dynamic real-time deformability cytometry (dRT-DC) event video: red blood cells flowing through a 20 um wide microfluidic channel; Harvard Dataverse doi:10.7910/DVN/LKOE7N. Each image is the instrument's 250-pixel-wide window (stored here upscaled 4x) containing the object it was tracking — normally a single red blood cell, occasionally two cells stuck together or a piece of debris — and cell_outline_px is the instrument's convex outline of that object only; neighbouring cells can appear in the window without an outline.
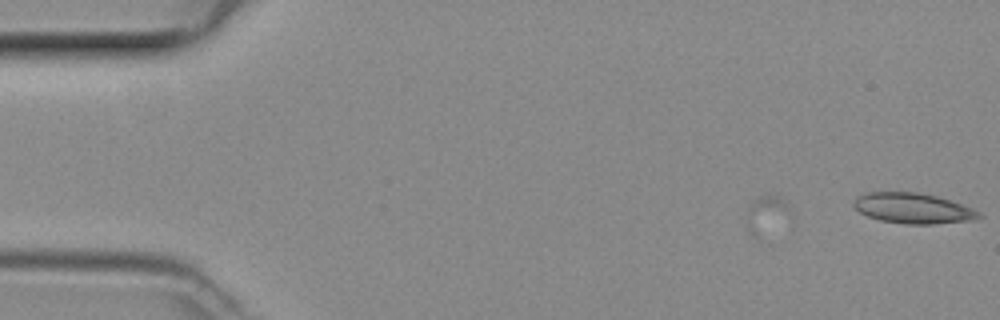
{"species": "common noctule bat (a hibernating species)", "species_latin": "Nyctalus noctula", "temperature_condition": "room temperature", "stored_images_in_passage": 6, "camera_frame_rate_fps": 3000, "um_per_image_px": 0.085, "animal": {"sex": "female", "body_mass_g": 29.2, "forearm_length_mm": 56.3}, "frame": {"image": 1, "passage_image": 6, "time_ms": 1.667, "image_size_px": [1000, 320], "cell_outline_px": [[984, 216], [968, 220], [932, 224], [904, 224], [880, 220], [868, 216], [860, 212], [852, 204], [856, 196], [864, 192], [916, 192], [936, 196], [972, 208], [980, 212]], "centroid_in_image_um": [77.55, 17.7], "position_along_channel_um": 7.4, "area_um2": 22.02}}